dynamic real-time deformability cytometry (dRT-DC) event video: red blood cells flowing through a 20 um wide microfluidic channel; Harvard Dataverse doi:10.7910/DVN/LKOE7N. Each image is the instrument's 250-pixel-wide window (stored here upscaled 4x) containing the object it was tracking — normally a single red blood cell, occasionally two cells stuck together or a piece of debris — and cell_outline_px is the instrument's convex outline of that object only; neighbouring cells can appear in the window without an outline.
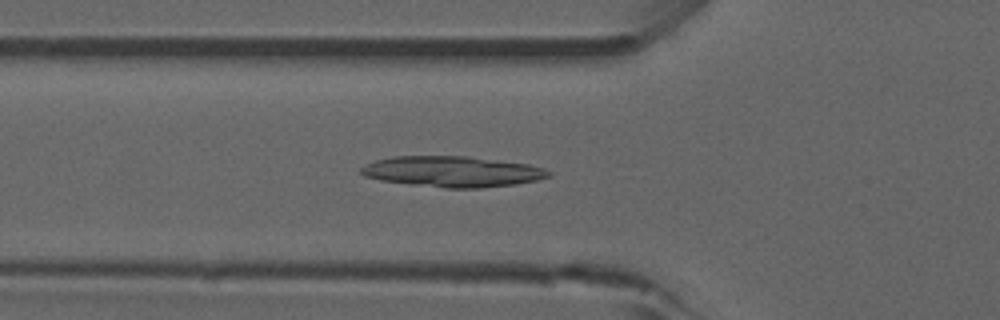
{"species": "common noctule bat (a hibernating species)", "species_latin": "Nyctalus noctula", "temperature_condition": "room temperature", "stored_images_in_passage": 21, "camera_frame_rate_fps": 3000, "um_per_image_px": 0.085, "animal": {"sex": "male", "forearm_length_mm": 52.5}, "frame": {"image": 1, "passage_image": 12, "time_ms": 3.667, "image_size_px": [1000, 320], "cell_outline_px": [[552, 176], [536, 180], [516, 184], [480, 188], [448, 188], [412, 184], [380, 180], [364, 176], [360, 172], [360, 168], [376, 160], [392, 156], [468, 156], [528, 164], [544, 168], [552, 172]], "centroid_in_image_um": [38.48, 14.58], "position_along_channel_um": 87.3, "area_um2": 33.52}}
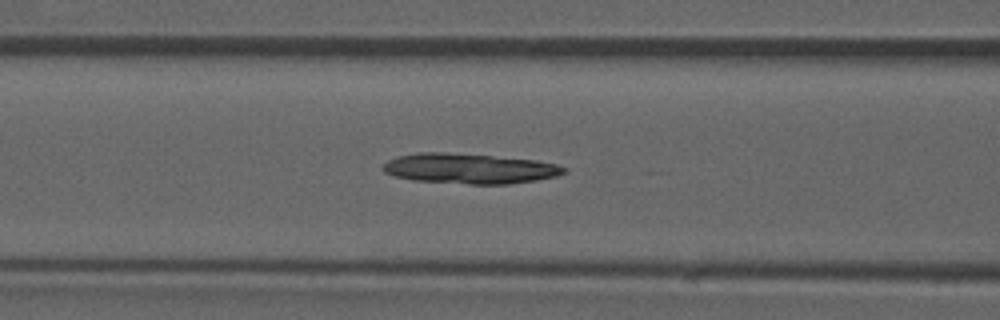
{"frame": {"image": 2, "passage_image": 15, "time_ms": 4.667, "image_size_px": [1000, 320], "cell_outline_px": [[568, 172], [556, 176], [536, 180], [508, 184], [468, 184], [412, 180], [396, 176], [384, 172], [380, 168], [388, 160], [396, 156], [416, 152], [448, 152], [536, 160], [556, 164], [568, 168]], "centroid_in_image_um": [39.89, 14.32], "position_along_channel_um": 126.7, "area_um2": 32.02}}